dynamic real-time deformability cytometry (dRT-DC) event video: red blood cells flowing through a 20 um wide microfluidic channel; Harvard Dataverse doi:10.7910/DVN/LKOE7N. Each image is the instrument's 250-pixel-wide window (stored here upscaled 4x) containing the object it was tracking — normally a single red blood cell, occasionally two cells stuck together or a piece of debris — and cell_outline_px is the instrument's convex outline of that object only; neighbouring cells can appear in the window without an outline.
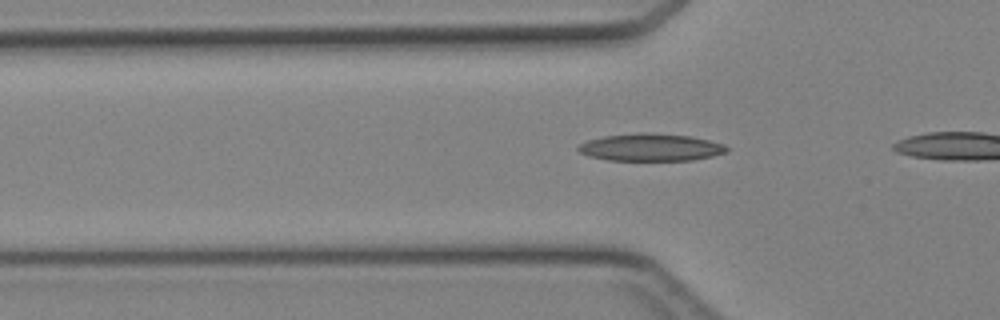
{"species": "Egyptian fruit bat (a non-hibernating species)", "species_latin": "Rousettus aegyptiacus", "temperature_condition": "cold", "stored_images_in_passage": 26, "camera_frame_rate_fps": 3000, "um_per_image_px": 0.085, "animal": {"sex": "female"}, "frame": {"image": 1, "passage_image": 4, "time_ms": 1.0, "image_size_px": [1000, 320], "cell_outline_px": [[728, 152], [712, 156], [692, 160], [608, 160], [588, 156], [580, 152], [576, 148], [580, 144], [588, 140], [604, 136], [636, 132], [640, 132], [688, 136], [708, 140], [724, 144], [728, 148]], "centroid_in_image_um": [55.3, 12.52], "position_along_channel_um": 70.5, "area_um2": 23.58}}
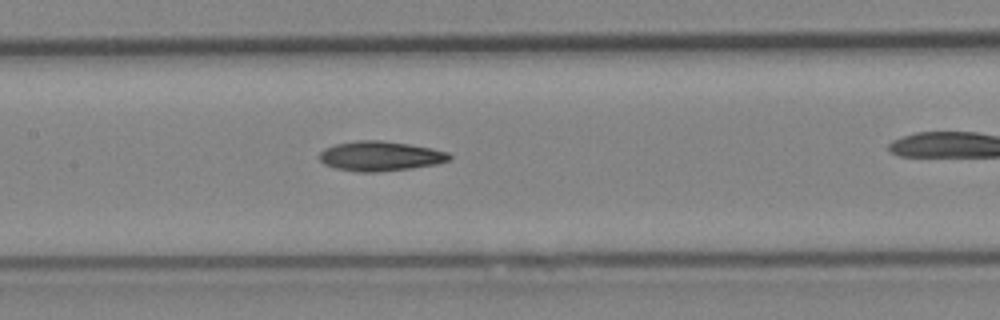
{"frame": {"image": 2, "passage_image": 11, "time_ms": 3.333, "image_size_px": [1000, 320], "cell_outline_px": [[452, 160], [436, 164], [412, 168], [380, 172], [356, 172], [336, 168], [324, 164], [320, 160], [320, 152], [324, 148], [336, 144], [356, 140], [380, 140], [408, 144], [432, 148], [448, 152], [452, 156]], "centroid_in_image_um": [32.34, 13.27], "position_along_channel_um": 175.1, "area_um2": 22.66}}
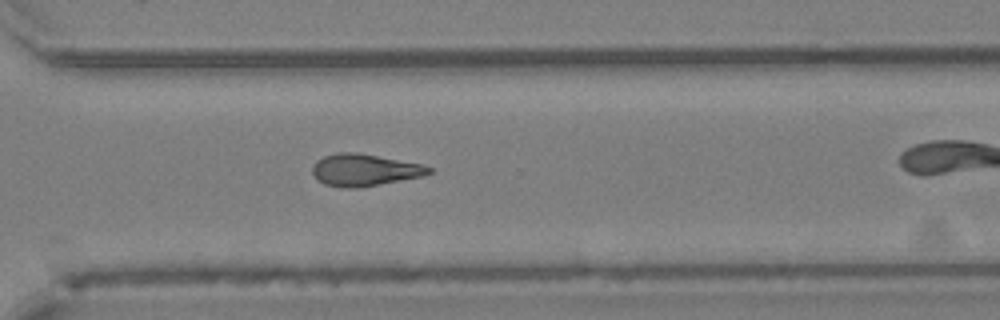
{"frame": {"image": 3, "passage_image": 22, "time_ms": 7.0, "image_size_px": [1000, 320], "cell_outline_px": [[432, 172], [424, 176], [360, 188], [344, 188], [324, 184], [316, 180], [312, 172], [312, 168], [316, 160], [324, 156], [340, 152], [356, 152], [424, 164], [432, 168]], "centroid_in_image_um": [30.99, 14.46], "position_along_channel_um": 339.6, "area_um2": 21.96}}